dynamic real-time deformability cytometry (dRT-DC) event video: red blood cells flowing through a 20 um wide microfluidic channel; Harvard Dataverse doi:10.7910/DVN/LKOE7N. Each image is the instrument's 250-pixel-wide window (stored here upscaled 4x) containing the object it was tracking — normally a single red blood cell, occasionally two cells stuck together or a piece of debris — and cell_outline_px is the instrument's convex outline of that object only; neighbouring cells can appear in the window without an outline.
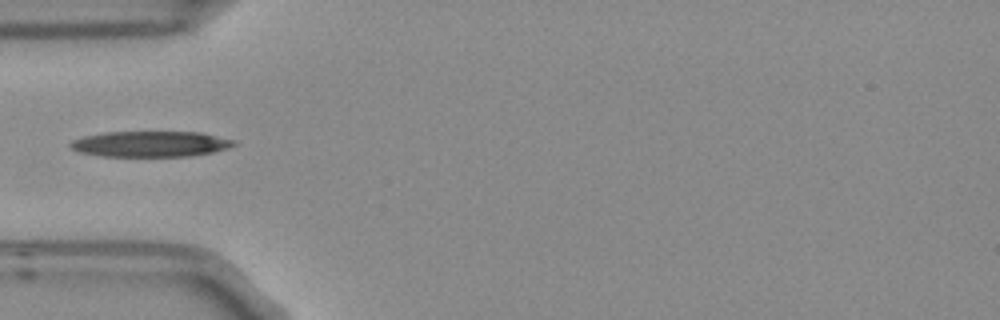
{"species": "Egyptian fruit bat (a non-hibernating species)", "species_latin": "Rousettus aegyptiacus", "temperature_condition": "room temperature", "stored_images_in_passage": 5, "camera_frame_rate_fps": 3000, "um_per_image_px": 0.085, "frame": {"image": 1, "passage_image": 5, "time_ms": 1.333, "image_size_px": [1000, 320], "cell_outline_px": [[236, 144], [228, 148], [212, 152], [188, 156], [100, 156], [80, 152], [72, 148], [68, 144], [72, 140], [84, 136], [104, 132], [200, 132], [236, 140]], "centroid_in_image_um": [12.79, 12.23], "position_along_channel_um": 72.2, "area_um2": 24.45}}